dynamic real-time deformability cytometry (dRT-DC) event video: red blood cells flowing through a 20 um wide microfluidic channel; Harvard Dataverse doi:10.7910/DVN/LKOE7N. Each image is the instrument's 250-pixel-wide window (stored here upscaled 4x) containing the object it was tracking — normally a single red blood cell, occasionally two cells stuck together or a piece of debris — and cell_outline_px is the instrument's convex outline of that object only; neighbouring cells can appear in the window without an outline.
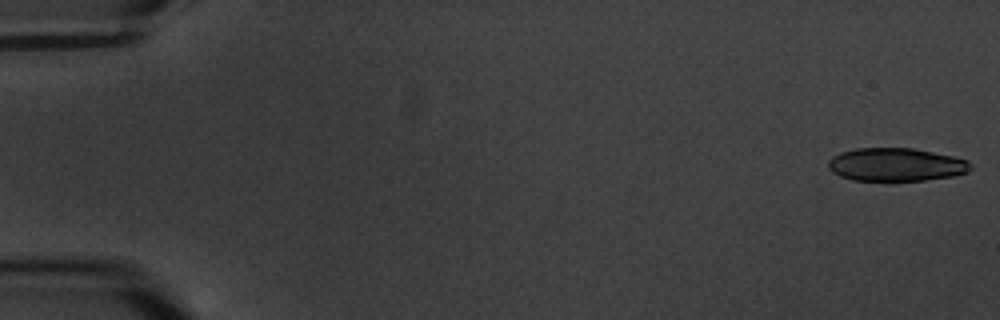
{"species": "common noctule bat (a hibernating species)", "species_latin": "Nyctalus noctula", "temperature_condition": "warm", "stored_images_in_passage": 7, "segment_of_instrument_passage": [1, 2], "camera_frame_rate_fps": 3000, "um_per_image_px": 0.085, "animal": {"sex": "male", "body_mass_g": 20.1, "forearm_length_mm": 53.5}, "frame": {"image": 1, "passage_image": 1, "time_ms": 0.0, "image_size_px": [1000, 320], "cell_outline_px": [[972, 168], [968, 172], [952, 176], [924, 180], [892, 184], [888, 184], [852, 180], [840, 176], [832, 172], [828, 168], [828, 160], [832, 156], [840, 152], [856, 148], [912, 148], [952, 156], [968, 160], [972, 164]], "centroid_in_image_um": [76.12, 14.04], "position_along_channel_um": 8.9, "area_um2": 28.61}}
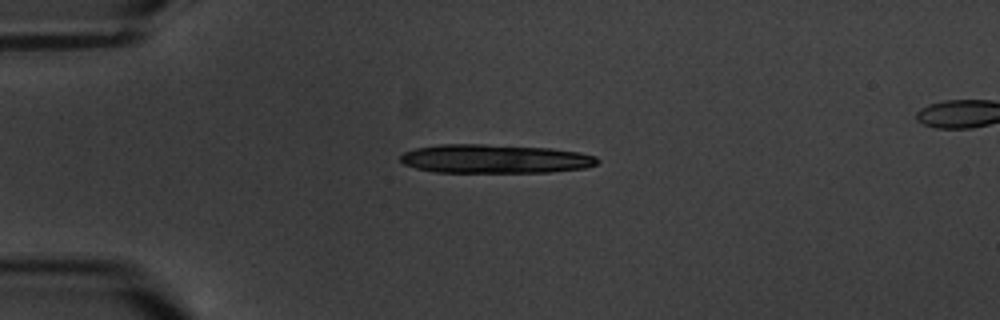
{"frame": {"image": 2, "passage_image": 5, "time_ms": 4.667, "image_size_px": [1000, 320], "cell_outline_px": [[600, 160], [596, 164], [584, 168], [548, 172], [436, 172], [416, 168], [404, 164], [400, 160], [400, 156], [404, 152], [416, 148], [440, 144], [484, 144], [552, 148], [580, 152], [596, 156]], "centroid_in_image_um": [42.07, 13.49], "position_along_channel_um": 42.9, "area_um2": 33.12}}